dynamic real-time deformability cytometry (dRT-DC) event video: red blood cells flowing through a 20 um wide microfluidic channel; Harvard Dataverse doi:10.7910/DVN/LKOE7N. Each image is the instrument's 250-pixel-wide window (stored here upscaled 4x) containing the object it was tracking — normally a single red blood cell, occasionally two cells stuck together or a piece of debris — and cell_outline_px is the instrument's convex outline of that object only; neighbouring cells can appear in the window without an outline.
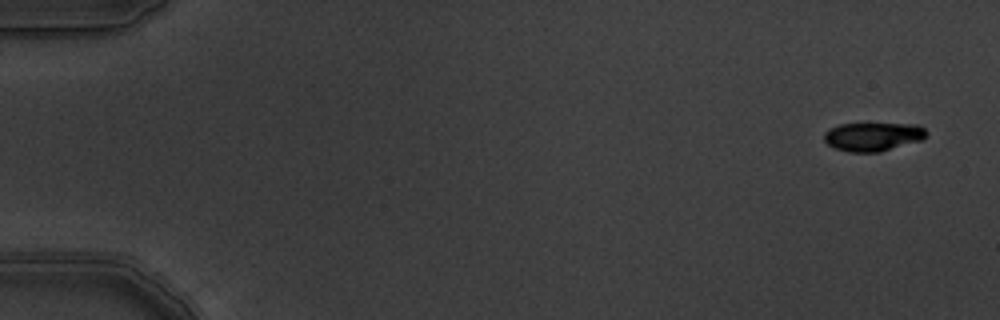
{"species": "common noctule bat (a hibernating species)", "species_latin": "Nyctalus noctula", "temperature_condition": "warm", "stored_images_in_passage": 6, "camera_frame_rate_fps": 3000, "um_per_image_px": 0.085, "animal": {"sex": "male", "body_mass_g": 19.5, "forearm_length_mm": 54.6}, "frame": {"image": 1, "passage_image": 1, "time_ms": 0.0, "image_size_px": [1000, 320], "cell_outline_px": [[928, 136], [920, 140], [880, 152], [848, 152], [836, 148], [828, 144], [824, 140], [824, 132], [828, 128], [840, 124], [916, 124], [924, 128], [928, 132]], "centroid_in_image_um": [74.19, 11.61], "position_along_channel_um": 10.8, "area_um2": 17.05}}
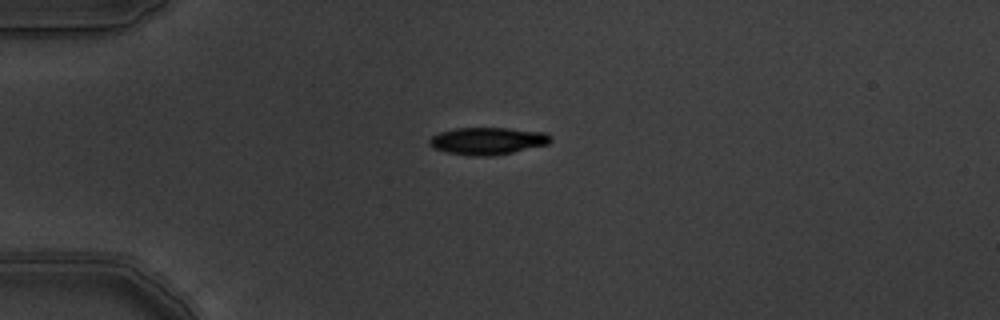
{"frame": {"image": 2, "passage_image": 4, "time_ms": 1.0, "image_size_px": [1000, 320], "cell_outline_px": [[552, 140], [548, 144], [496, 156], [472, 156], [444, 152], [432, 148], [428, 144], [428, 140], [432, 136], [440, 132], [456, 128], [508, 128], [548, 132], [552, 136]], "centroid_in_image_um": [41.45, 11.98], "position_along_channel_um": 43.5, "area_um2": 19.59}}